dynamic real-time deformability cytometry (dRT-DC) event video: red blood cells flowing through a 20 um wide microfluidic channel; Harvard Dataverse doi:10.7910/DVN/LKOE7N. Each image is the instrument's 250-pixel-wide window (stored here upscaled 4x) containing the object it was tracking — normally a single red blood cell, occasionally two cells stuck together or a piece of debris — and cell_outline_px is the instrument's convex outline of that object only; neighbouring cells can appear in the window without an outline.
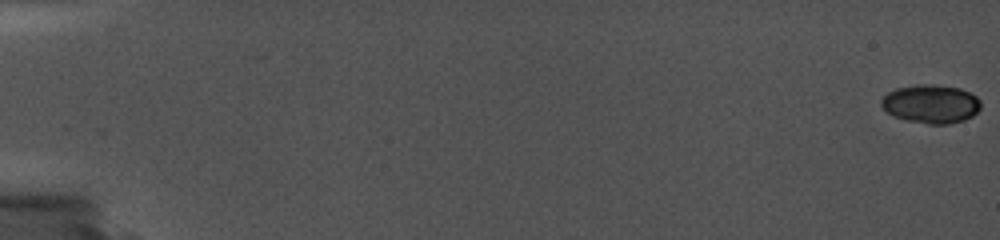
{"species": "common noctule bat (a hibernating species)", "species_latin": "Nyctalus noctula", "temperature_condition": "cold", "stored_images_in_passage": 35, "camera_frame_rate_fps": 5000, "um_per_image_px": 0.085, "animal": {"sex": "female", "body_mass_g": 19.0, "forearm_length_mm": 56.7}, "frame": {"image": 1, "passage_image": 1, "time_ms": 0.0, "image_size_px": [1000, 240], "cell_outline_px": [[980, 108], [972, 116], [964, 120], [948, 124], [928, 124], [908, 120], [892, 116], [880, 104], [880, 100], [888, 92], [896, 88], [916, 84], [932, 84], [960, 88], [976, 96], [980, 100]], "centroid_in_image_um": [79.12, 8.82], "position_along_channel_um": 5.9, "area_um2": 22.37}}
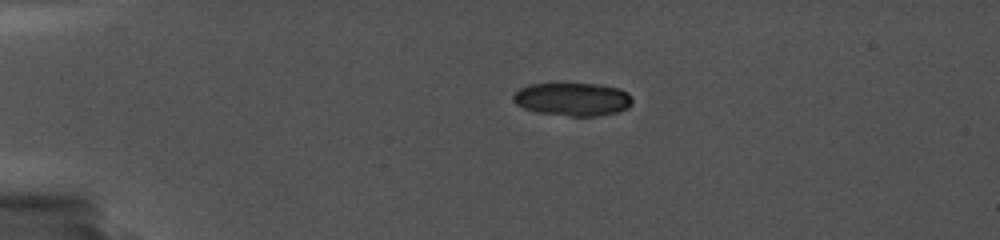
{"frame": {"image": 2, "passage_image": 23, "time_ms": 4.6, "image_size_px": [1000, 240], "cell_outline_px": [[632, 100], [628, 108], [616, 112], [596, 116], [572, 116], [536, 112], [524, 108], [516, 104], [512, 100], [512, 96], [520, 88], [528, 84], [556, 80], [560, 80], [596, 84], [620, 88], [628, 92], [632, 96]], "centroid_in_image_um": [48.63, 8.37], "position_along_channel_um": 36.4, "area_um2": 24.04}}